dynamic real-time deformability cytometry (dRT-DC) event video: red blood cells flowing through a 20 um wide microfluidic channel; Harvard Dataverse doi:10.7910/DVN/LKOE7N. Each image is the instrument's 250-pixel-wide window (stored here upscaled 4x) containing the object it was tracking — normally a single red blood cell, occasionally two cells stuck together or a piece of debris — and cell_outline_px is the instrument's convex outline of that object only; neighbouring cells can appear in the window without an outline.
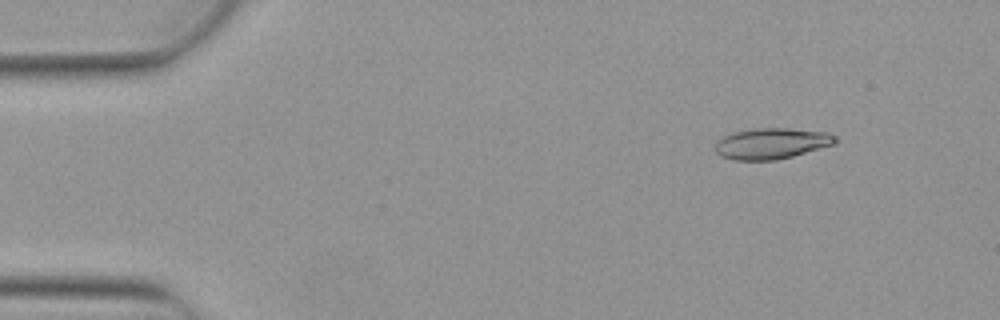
{"species": "Egyptian fruit bat (a non-hibernating species)", "species_latin": "Rousettus aegyptiacus", "temperature_condition": "warm", "stored_images_in_passage": 4, "camera_frame_rate_fps": 3000, "um_per_image_px": 0.085, "animal": {"sex": "female"}, "frame": {"image": 1, "passage_image": 2, "time_ms": 0.333, "image_size_px": [1000, 320], "cell_outline_px": [[836, 144], [792, 156], [776, 160], [732, 160], [720, 156], [716, 152], [716, 140], [732, 132], [752, 128], [788, 128], [828, 132], [836, 136]], "centroid_in_image_um": [65.57, 12.19], "position_along_channel_um": 19.4, "area_um2": 21.85}}
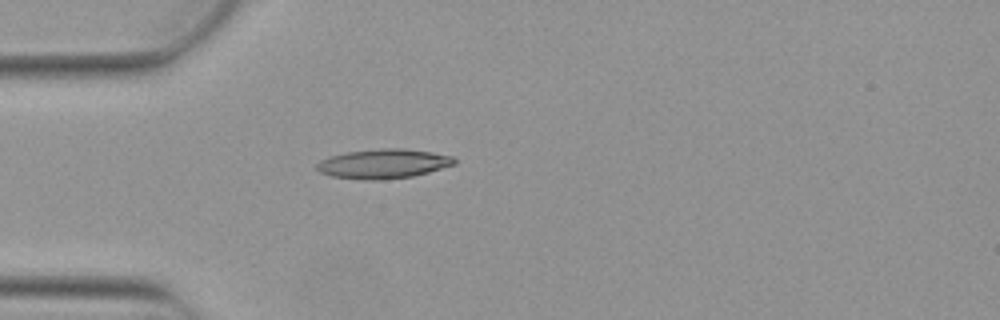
{"frame": {"image": 2, "passage_image": 4, "time_ms": 1.0, "image_size_px": [1000, 320], "cell_outline_px": [[456, 164], [428, 172], [412, 176], [384, 180], [360, 180], [332, 176], [320, 172], [316, 168], [316, 164], [320, 160], [332, 156], [348, 152], [380, 148], [404, 148], [432, 152], [452, 156], [456, 160]], "centroid_in_image_um": [32.59, 13.92], "position_along_channel_um": 52.4, "area_um2": 23.64}}